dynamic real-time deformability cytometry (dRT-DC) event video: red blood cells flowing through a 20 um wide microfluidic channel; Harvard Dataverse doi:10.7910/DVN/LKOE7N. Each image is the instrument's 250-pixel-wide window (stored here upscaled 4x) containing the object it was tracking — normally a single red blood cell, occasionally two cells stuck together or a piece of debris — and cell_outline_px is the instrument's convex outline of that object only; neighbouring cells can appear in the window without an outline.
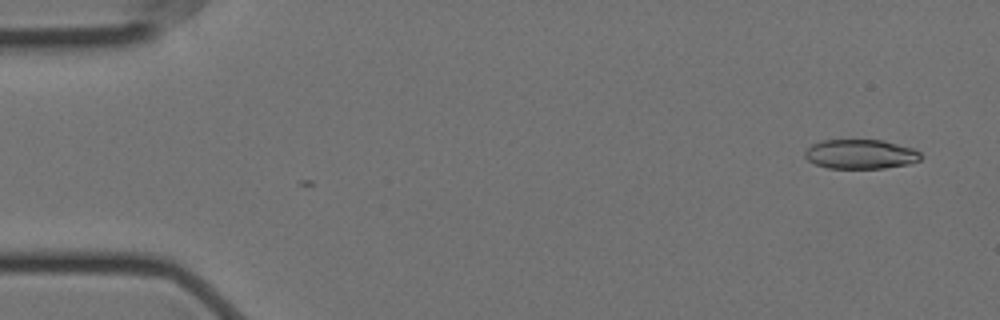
{"species": "Egyptian fruit bat (a non-hibernating species)", "species_latin": "Rousettus aegyptiacus", "temperature_condition": "cold", "stored_images_in_passage": 2, "camera_frame_rate_fps": 3000, "um_per_image_px": 0.085, "animal": {"sex": "female"}, "frame": {"image": 1, "passage_image": 2, "time_ms": 0.333, "image_size_px": [1000, 320], "cell_outline_px": [[920, 160], [908, 164], [884, 168], [828, 168], [816, 164], [808, 160], [804, 156], [804, 152], [812, 144], [824, 140], [884, 140], [912, 148], [920, 152]], "centroid_in_image_um": [73.14, 13.1], "position_along_channel_um": 11.9, "area_um2": 19.77}}